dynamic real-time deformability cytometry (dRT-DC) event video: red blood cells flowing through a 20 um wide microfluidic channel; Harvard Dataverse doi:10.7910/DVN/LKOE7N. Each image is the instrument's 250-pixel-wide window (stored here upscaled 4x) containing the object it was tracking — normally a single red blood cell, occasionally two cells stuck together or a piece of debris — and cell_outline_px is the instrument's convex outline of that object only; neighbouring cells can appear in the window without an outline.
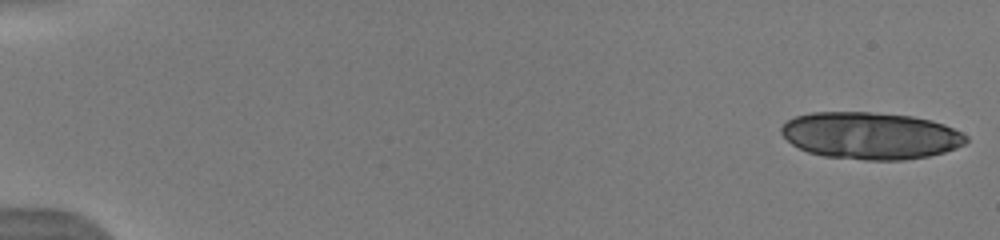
{"species": "human", "species_latin": "Homo sapiens", "temperature_condition": "warm", "stored_images_in_passage": 22, "camera_frame_rate_fps": 3000, "um_per_image_px": 0.085, "donor": {"sex": "male"}, "frame": {"image": 1, "passage_image": 1, "time_ms": 0.0, "image_size_px": [1000, 240], "cell_outline_px": [[968, 140], [964, 144], [956, 148], [944, 152], [928, 156], [904, 160], [864, 160], [824, 156], [808, 152], [792, 144], [780, 132], [780, 128], [788, 120], [796, 116], [812, 112], [872, 112], [912, 116], [932, 120], [944, 124], [968, 136]], "centroid_in_image_um": [74.0, 11.53], "position_along_channel_um": 11.0, "area_um2": 50.69}}
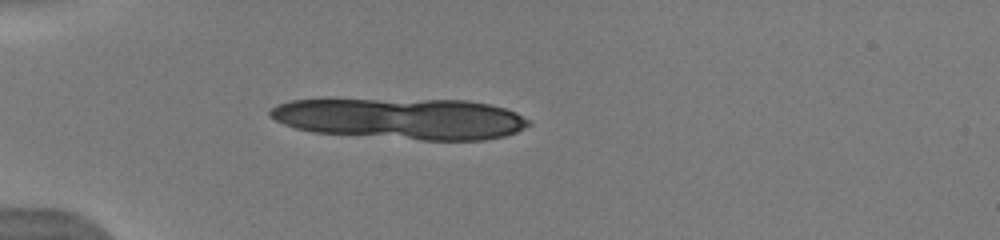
{"frame": {"image": 2, "passage_image": 15, "time_ms": 4.667, "image_size_px": [1000, 240], "cell_outline_px": [[532, 124], [516, 132], [504, 136], [484, 140], [420, 140], [312, 132], [296, 128], [284, 124], [268, 116], [268, 112], [276, 104], [292, 100], [468, 100], [488, 104], [504, 108], [516, 112], [532, 120]], "centroid_in_image_um": [34.15, 10.09], "position_along_channel_um": 50.9, "area_um2": 61.9}}